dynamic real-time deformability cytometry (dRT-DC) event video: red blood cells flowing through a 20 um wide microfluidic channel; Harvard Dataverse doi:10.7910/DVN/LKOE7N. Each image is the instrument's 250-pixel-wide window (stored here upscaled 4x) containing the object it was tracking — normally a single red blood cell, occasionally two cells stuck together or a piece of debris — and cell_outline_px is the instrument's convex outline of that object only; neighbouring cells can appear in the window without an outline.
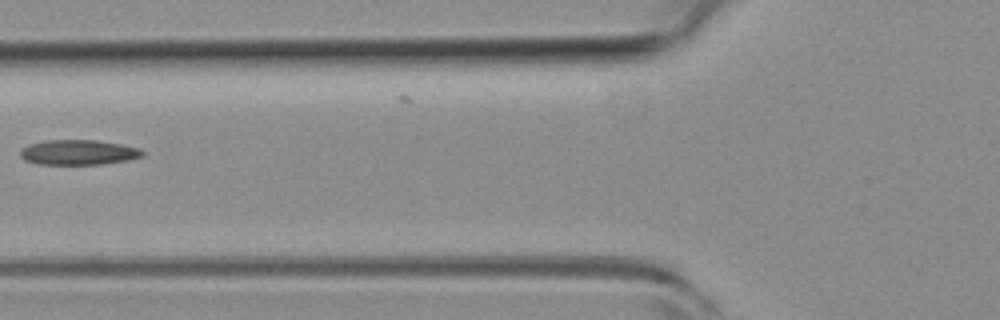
{"species": "common noctule bat (a hibernating species)", "species_latin": "Nyctalus noctula", "temperature_condition": "room temperature", "stored_images_in_passage": 6, "camera_frame_rate_fps": 3000, "um_per_image_px": 0.085, "animal": {"sex": "female", "body_mass_g": 19.3, "forearm_length_mm": 54.1}, "frame": {"image": 1, "passage_image": 5, "time_ms": 1.333, "image_size_px": [1000, 320], "cell_outline_px": [[144, 156], [128, 160], [104, 164], [36, 164], [24, 160], [20, 156], [20, 152], [28, 144], [44, 140], [96, 140], [120, 144], [140, 148], [144, 152]], "centroid_in_image_um": [6.67, 12.95], "position_along_channel_um": 119.1, "area_um2": 17.92}}
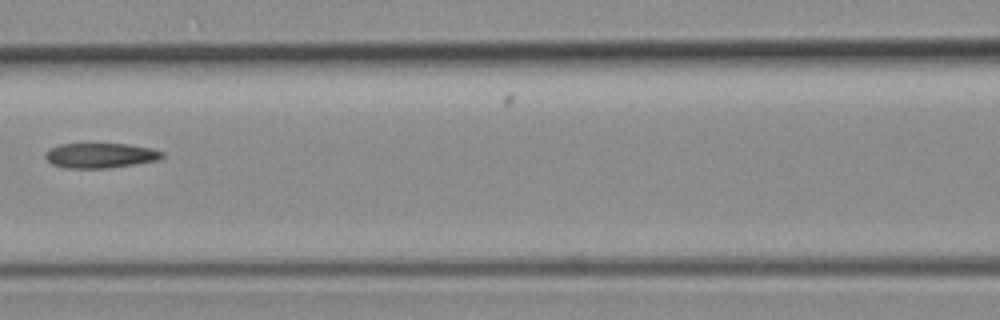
{"frame": {"image": 2, "passage_image": 6, "time_ms": 1.667, "image_size_px": [1000, 320], "cell_outline_px": [[164, 156], [156, 160], [136, 164], [108, 168], [64, 168], [52, 164], [44, 156], [44, 152], [48, 148], [60, 144], [128, 144], [152, 148], [164, 152]], "centroid_in_image_um": [8.5, 13.21], "position_along_channel_um": 158.1, "area_um2": 17.11}}